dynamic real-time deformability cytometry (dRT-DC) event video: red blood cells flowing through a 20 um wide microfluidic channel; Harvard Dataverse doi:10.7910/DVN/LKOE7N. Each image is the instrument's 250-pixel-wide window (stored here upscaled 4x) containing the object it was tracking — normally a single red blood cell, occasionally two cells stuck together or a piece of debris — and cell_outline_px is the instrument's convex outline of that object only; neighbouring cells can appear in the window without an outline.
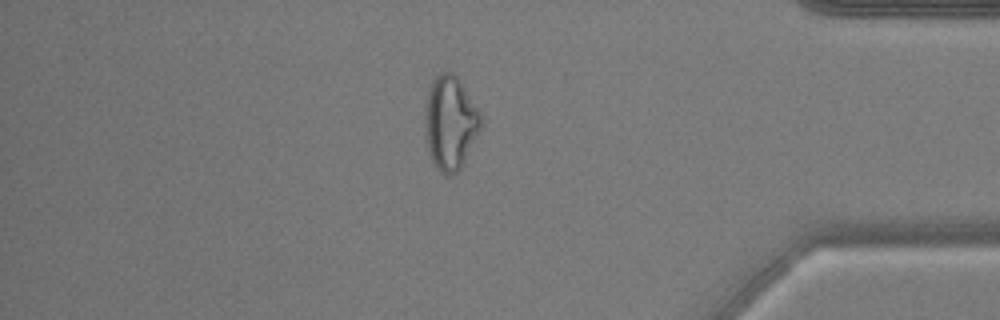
{"species": "common noctule bat (a hibernating species)", "species_latin": "Nyctalus noctula", "temperature_condition": "warm", "stored_images_in_passage": 53, "camera_frame_rate_fps": 3000, "um_per_image_px": 0.085, "animal": {"sex": "male", "body_mass_g": 17.9, "forearm_length_mm": 54.2}, "frame": {"image": 1, "passage_image": 46, "time_ms": 15.0, "image_size_px": [1000, 320], "cell_outline_px": [[484, 124], [460, 168], [456, 172], [448, 176], [432, 160], [428, 152], [424, 124], [424, 116], [428, 92], [432, 80], [440, 72], [452, 72], [460, 80], [484, 116]], "centroid_in_image_um": [38.3, 10.39], "position_along_channel_um": 396.9, "area_um2": 30.69}}
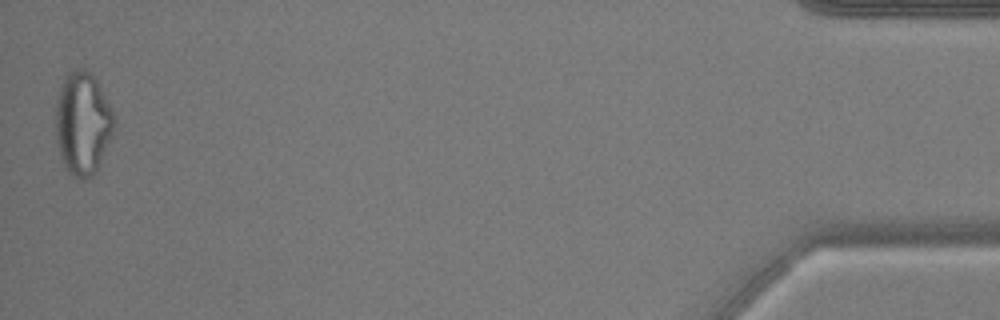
{"frame": {"image": 2, "passage_image": 53, "time_ms": 17.333, "image_size_px": [1000, 320], "cell_outline_px": [[112, 136], [96, 172], [92, 176], [84, 180], [80, 180], [68, 172], [64, 168], [56, 140], [56, 100], [60, 88], [68, 72], [76, 68], [84, 68], [96, 80], [112, 112]], "centroid_in_image_um": [6.99, 10.53], "position_along_channel_um": 428.2, "area_um2": 34.56}}